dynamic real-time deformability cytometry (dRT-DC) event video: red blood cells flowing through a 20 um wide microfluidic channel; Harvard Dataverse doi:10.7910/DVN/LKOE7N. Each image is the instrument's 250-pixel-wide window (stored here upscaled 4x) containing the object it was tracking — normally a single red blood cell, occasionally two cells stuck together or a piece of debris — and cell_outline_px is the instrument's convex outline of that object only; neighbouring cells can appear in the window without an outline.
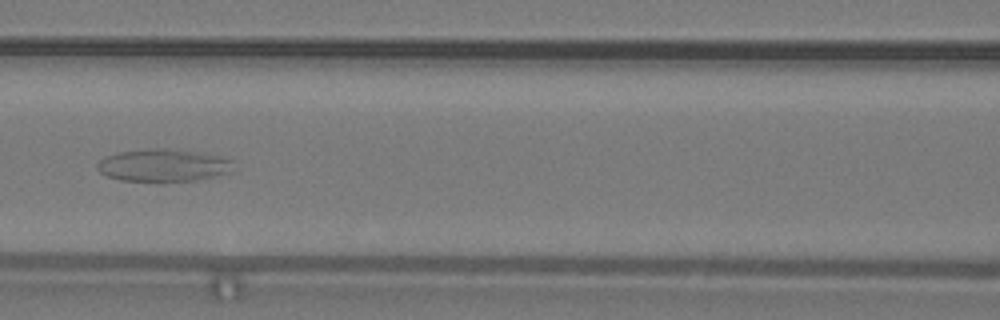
{"species": "common noctule bat (a hibernating species)", "species_latin": "Nyctalus noctula", "temperature_condition": "warm", "stored_images_in_passage": 47, "camera_frame_rate_fps": 3000, "um_per_image_px": 0.085, "animal": {"sex": "male", "body_mass_g": 19.2, "forearm_length_mm": 51.8}, "frame": {"image": 1, "passage_image": 24, "time_ms": 7.667, "image_size_px": [1000, 320], "cell_outline_px": [[232, 160], [228, 172], [196, 180], [120, 180], [108, 176], [100, 172], [96, 168], [96, 164], [104, 156], [120, 152], [156, 148], [164, 148], [220, 156]], "centroid_in_image_um": [13.79, 14.04], "position_along_channel_um": 152.8, "area_um2": 24.91}}
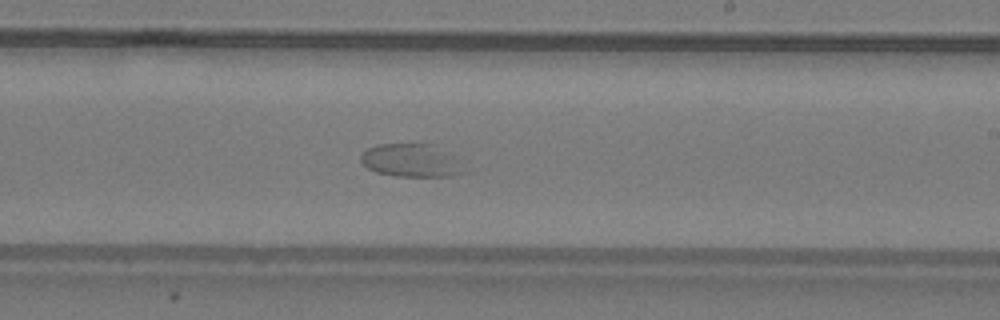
{"frame": {"image": 2, "passage_image": 32, "time_ms": 10.333, "image_size_px": [1000, 320], "cell_outline_px": [[464, 172], [452, 176], [396, 176], [376, 172], [368, 168], [360, 160], [360, 156], [368, 148], [376, 144], [432, 144], [452, 156]], "centroid_in_image_um": [34.87, 13.64], "position_along_channel_um": 254.1, "area_um2": 19.36}}
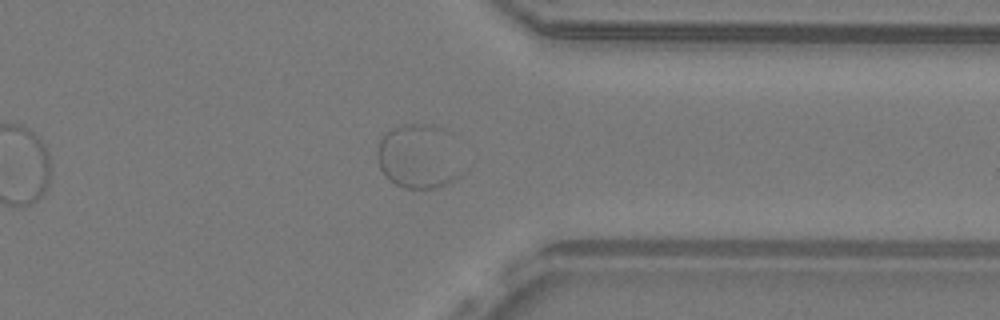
{"frame": {"image": 3, "passage_image": 42, "time_ms": 13.667, "image_size_px": [1000, 320], "cell_outline_px": [[460, 176], [456, 180], [436, 188], [404, 188], [388, 180], [380, 168], [376, 156], [376, 152], [380, 136], [384, 132], [392, 128], [404, 124], [432, 124], [444, 128], [448, 132], [460, 172]], "centroid_in_image_um": [35.5, 13.29], "position_along_channel_um": 375.9, "area_um2": 31.79}}